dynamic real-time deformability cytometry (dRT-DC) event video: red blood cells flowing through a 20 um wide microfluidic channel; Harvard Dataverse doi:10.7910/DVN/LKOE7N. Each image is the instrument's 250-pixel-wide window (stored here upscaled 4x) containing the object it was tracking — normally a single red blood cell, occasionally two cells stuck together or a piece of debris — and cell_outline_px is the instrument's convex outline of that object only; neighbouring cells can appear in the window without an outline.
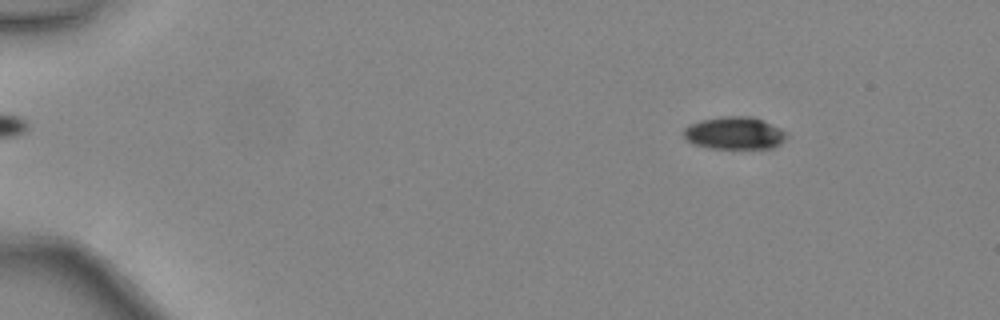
{"species": "common noctule bat (a hibernating species)", "species_latin": "Nyctalus noctula", "temperature_condition": "warm", "stored_images_in_passage": 48, "camera_frame_rate_fps": 3000, "um_per_image_px": 0.085, "animal": {"sex": "female", "body_mass_g": 24.6, "forearm_length_mm": 56.2}, "frame": {"image": 1, "passage_image": 7, "time_ms": 2.0, "image_size_px": [1000, 320], "cell_outline_px": [[788, 136], [780, 144], [772, 148], [708, 148], [692, 144], [684, 140], [684, 128], [688, 124], [700, 120], [724, 116], [748, 116], [760, 120], [780, 128]], "centroid_in_image_um": [62.37, 11.32], "position_along_channel_um": 22.6, "area_um2": 19.48}}
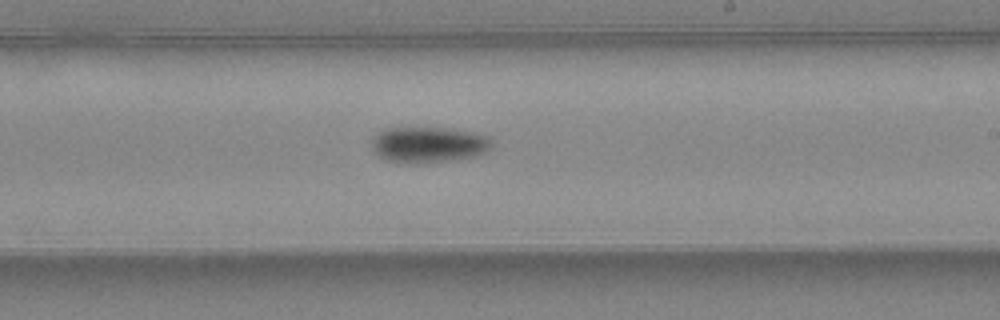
{"frame": {"image": 2, "passage_image": 30, "time_ms": 9.667, "image_size_px": [1000, 320], "cell_outline_px": [[492, 148], [476, 156], [448, 160], [416, 164], [404, 164], [384, 160], [376, 156], [372, 148], [372, 140], [376, 132], [388, 128], [444, 128], [472, 132], [488, 136]], "centroid_in_image_um": [36.35, 12.31], "position_along_channel_um": 252.7, "area_um2": 25.26}}
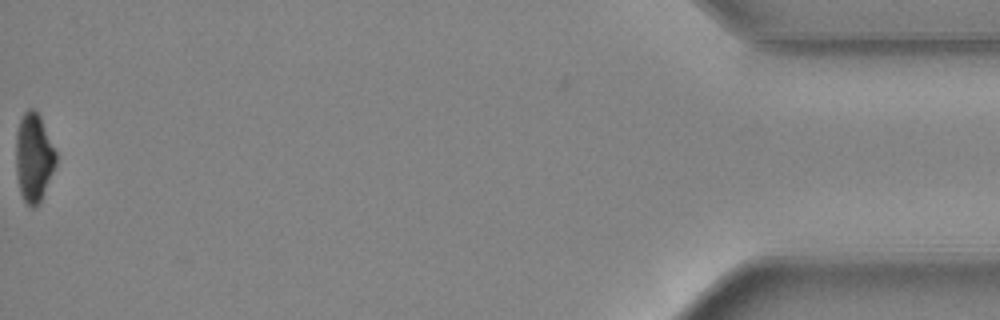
{"frame": {"image": 3, "passage_image": 48, "time_ms": 15.667, "image_size_px": [1000, 320], "cell_outline_px": [[56, 164], [40, 204], [32, 208], [24, 200], [20, 192], [16, 176], [16, 132], [20, 120], [24, 112], [28, 108], [32, 108], [40, 116], [56, 152]], "centroid_in_image_um": [2.86, 13.41], "position_along_channel_um": 432.3, "area_um2": 20.69}, "authors_computed_cell_mechanics": {"area_um2": 21.7906, "velocity_mm_per_s": 4.4694, "shape_relaxation_time_tau1_ms": 2.6547, "shape_relaxation_time_tau2_ms": null, "deformation_change_tau1": 0.1304, "deformation_change_tau2": null}}